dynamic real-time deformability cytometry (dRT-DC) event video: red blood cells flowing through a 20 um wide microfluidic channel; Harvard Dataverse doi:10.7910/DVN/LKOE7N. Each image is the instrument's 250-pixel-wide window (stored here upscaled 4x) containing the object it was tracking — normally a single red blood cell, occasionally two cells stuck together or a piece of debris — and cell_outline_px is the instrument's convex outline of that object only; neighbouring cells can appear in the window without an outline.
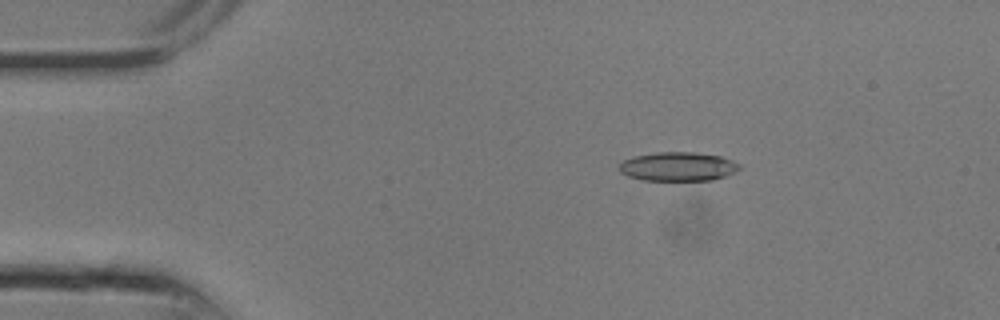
{"species": "common noctule bat (a hibernating species)", "species_latin": "Nyctalus noctula", "temperature_condition": "room temperature", "stored_images_in_passage": 24, "camera_frame_rate_fps": 3000, "um_per_image_px": 0.085, "animal": {"sex": "male", "body_mass_g": 13.3}, "frame": {"image": 1, "passage_image": 4, "time_ms": 1.0, "image_size_px": [1000, 320], "cell_outline_px": [[744, 168], [736, 172], [712, 180], [640, 180], [628, 176], [620, 172], [620, 164], [624, 160], [632, 156], [656, 152], [692, 152], [720, 156], [732, 160], [740, 164]], "centroid_in_image_um": [57.65, 14.15], "position_along_channel_um": 27.3, "area_um2": 20.4}}
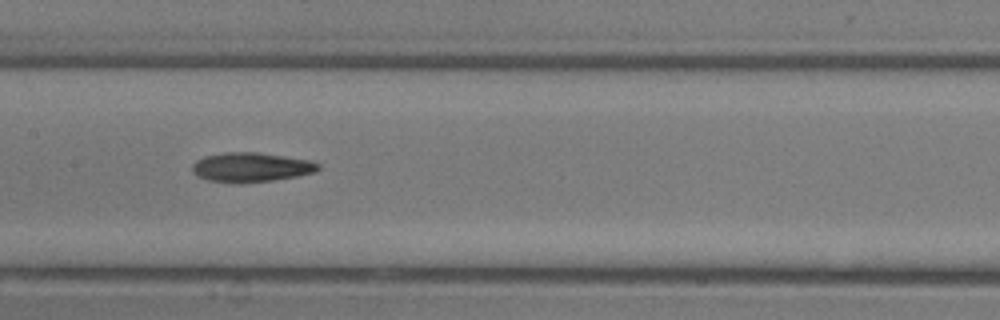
{"frame": {"image": 2, "passage_image": 12, "time_ms": 3.667, "image_size_px": [1000, 320], "cell_outline_px": [[320, 168], [316, 172], [296, 176], [272, 180], [236, 184], [208, 180], [196, 176], [192, 172], [192, 164], [196, 160], [204, 156], [224, 152], [256, 152], [312, 160], [320, 164]], "centroid_in_image_um": [21.32, 14.22], "position_along_channel_um": 186.1, "area_um2": 21.85}}
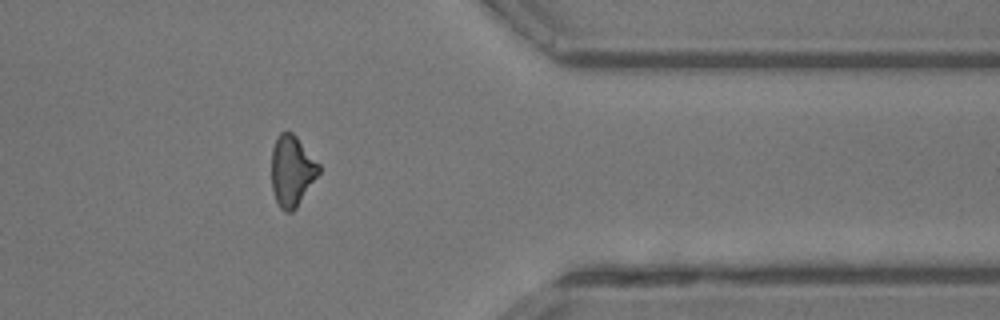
{"frame": {"image": 3, "passage_image": 20, "time_ms": 6.333, "image_size_px": [1000, 320], "cell_outline_px": [[320, 172], [296, 208], [292, 212], [284, 212], [280, 208], [276, 200], [272, 188], [272, 148], [276, 136], [280, 132], [292, 132], [296, 136], [320, 164]], "centroid_in_image_um": [24.81, 14.51], "position_along_channel_um": 386.6, "area_um2": 19.54}}